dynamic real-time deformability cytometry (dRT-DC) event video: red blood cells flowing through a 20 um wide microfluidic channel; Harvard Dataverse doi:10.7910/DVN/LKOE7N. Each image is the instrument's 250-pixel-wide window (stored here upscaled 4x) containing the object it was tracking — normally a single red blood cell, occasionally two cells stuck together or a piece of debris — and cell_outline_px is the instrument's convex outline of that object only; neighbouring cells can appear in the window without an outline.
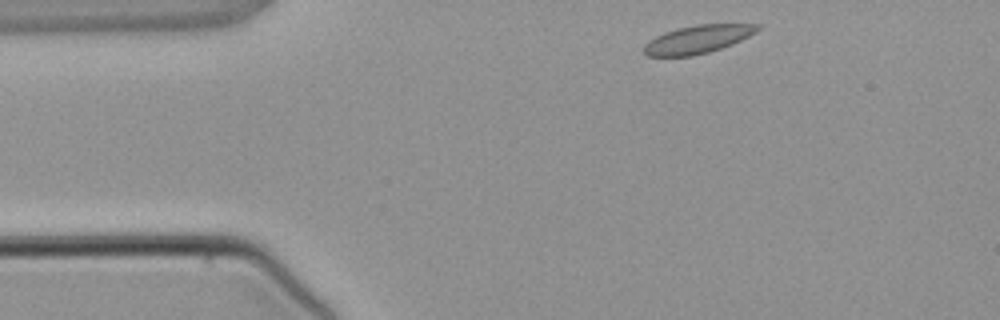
{"species": "common noctule bat (a hibernating species)", "species_latin": "Nyctalus noctula", "temperature_condition": "warm", "stored_images_in_passage": 2, "camera_frame_rate_fps": 3000, "um_per_image_px": 0.085, "animal": {"sex": "male", "body_mass_g": 21.5, "forearm_length_mm": 52.0}, "frame": {"image": 1, "passage_image": 1, "time_ms": 0.0, "image_size_px": [1000, 320], "cell_outline_px": [[760, 28], [756, 32], [732, 44], [708, 52], [692, 56], [648, 56], [644, 52], [644, 44], [648, 40], [664, 32], [676, 28], [696, 24], [760, 24]], "centroid_in_image_um": [59.28, 3.33], "position_along_channel_um": 25.7, "area_um2": 18.55}}